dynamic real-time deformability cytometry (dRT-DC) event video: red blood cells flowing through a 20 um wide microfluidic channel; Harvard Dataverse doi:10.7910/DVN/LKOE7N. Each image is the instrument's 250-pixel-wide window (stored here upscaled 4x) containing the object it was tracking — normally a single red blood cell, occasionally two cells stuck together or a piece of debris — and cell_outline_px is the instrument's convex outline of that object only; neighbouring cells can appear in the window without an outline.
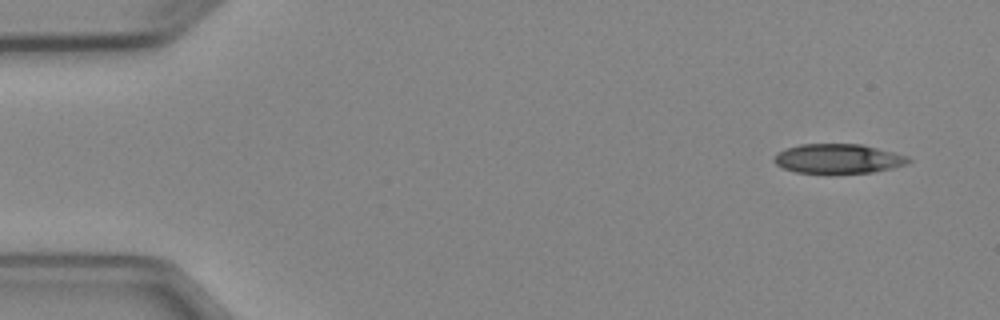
{"species": "Egyptian fruit bat (a non-hibernating species)", "species_latin": "Rousettus aegyptiacus", "temperature_condition": "cold", "stored_images_in_passage": 4, "camera_frame_rate_fps": 3000, "um_per_image_px": 0.085, "animal": {"sex": "female"}, "frame": {"image": 1, "passage_image": 1, "time_ms": 0.0, "image_size_px": [1000, 320], "cell_outline_px": [[912, 160], [908, 164], [892, 168], [872, 172], [832, 176], [828, 176], [796, 172], [784, 168], [776, 164], [772, 160], [772, 156], [776, 152], [784, 148], [800, 144], [860, 144], [908, 156]], "centroid_in_image_um": [71.18, 13.53], "position_along_channel_um": 13.8, "area_um2": 24.04}}
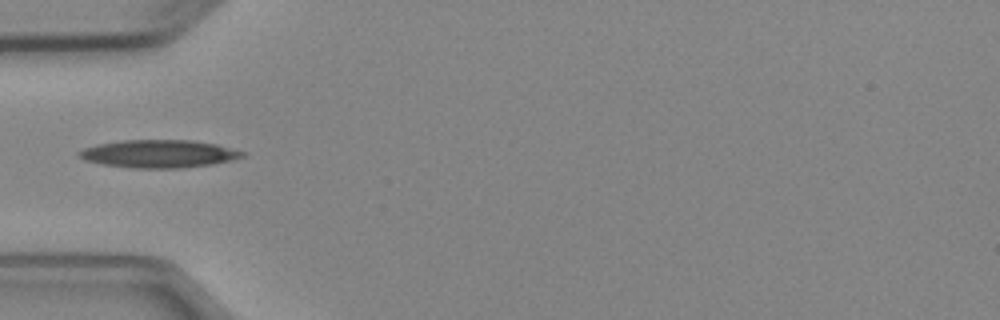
{"frame": {"image": 2, "passage_image": 4, "time_ms": 4.333, "image_size_px": [1000, 320], "cell_outline_px": [[244, 156], [232, 160], [212, 164], [184, 168], [132, 168], [100, 164], [84, 160], [76, 156], [76, 152], [84, 148], [96, 144], [124, 140], [188, 140], [216, 144], [244, 152]], "centroid_in_image_um": [13.43, 13.08], "position_along_channel_um": 71.6, "area_um2": 26.59}}